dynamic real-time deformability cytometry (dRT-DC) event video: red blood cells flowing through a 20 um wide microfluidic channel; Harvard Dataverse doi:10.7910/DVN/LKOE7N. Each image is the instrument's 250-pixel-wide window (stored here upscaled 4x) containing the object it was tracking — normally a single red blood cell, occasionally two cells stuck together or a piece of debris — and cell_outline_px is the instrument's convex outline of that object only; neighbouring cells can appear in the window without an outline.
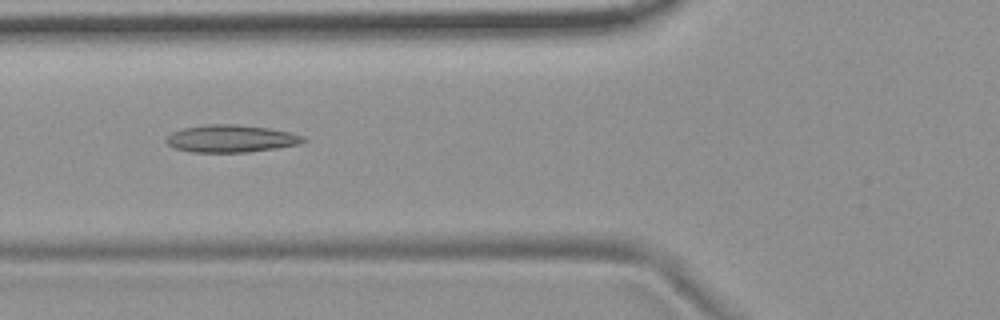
{"species": "common noctule bat (a hibernating species)", "species_latin": "Nyctalus noctula", "temperature_condition": "room temperature", "stored_images_in_passage": 43, "camera_frame_rate_fps": 3000, "um_per_image_px": 0.085, "animal": {"sex": "female", "body_mass_g": 19.9}, "frame": {"image": 1, "passage_image": 9, "time_ms": 2.667, "image_size_px": [1000, 320], "cell_outline_px": [[308, 140], [300, 144], [276, 148], [248, 152], [192, 152], [172, 148], [164, 140], [172, 132], [184, 128], [208, 124], [236, 124], [268, 128], [292, 132], [304, 136]], "centroid_in_image_um": [19.65, 11.78], "position_along_channel_um": 106.1, "area_um2": 22.02}}
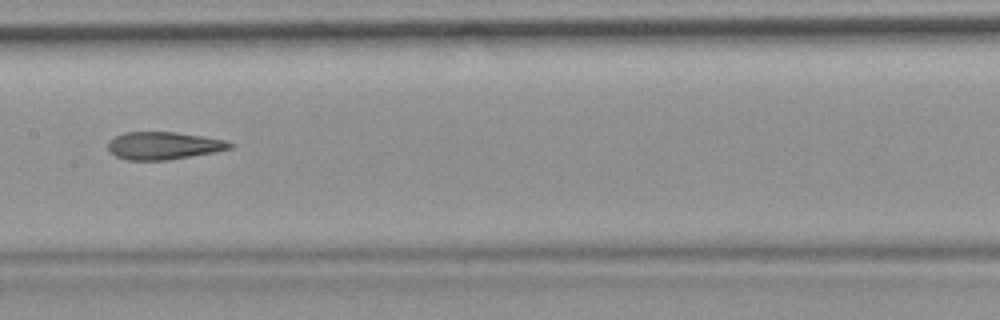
{"frame": {"image": 2, "passage_image": 16, "time_ms": 5.0, "image_size_px": [1000, 320], "cell_outline_px": [[236, 144], [232, 148], [216, 152], [168, 160], [128, 160], [116, 156], [108, 148], [108, 144], [116, 136], [124, 132], [176, 132], [204, 136], [224, 140]], "centroid_in_image_um": [13.97, 12.38], "position_along_channel_um": 193.4, "area_um2": 19.59}}
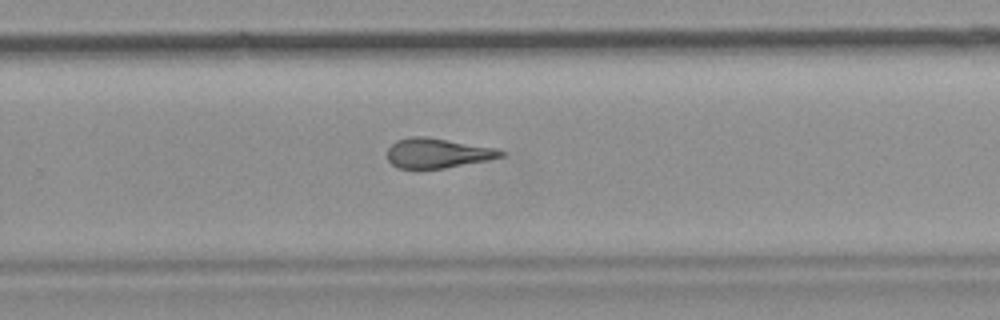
{"frame": {"image": 3, "passage_image": 24, "time_ms": 7.667, "image_size_px": [1000, 320], "cell_outline_px": [[508, 152], [504, 156], [488, 160], [444, 168], [396, 168], [388, 160], [388, 148], [396, 140], [412, 136], [424, 136], [496, 148]], "centroid_in_image_um": [37.2, 13.01], "position_along_channel_um": 292.6, "area_um2": 19.65}, "authors_computed_cell_mechanics": {"area_um2": 20.4612, "velocity_mm_per_s": 3.7366, "shape_relaxation_time_tau1_ms": null, "shape_relaxation_time_tau2_ms": 3.4327, "deformation_change_tau1": null, "deformation_change_tau2": 0.143}}